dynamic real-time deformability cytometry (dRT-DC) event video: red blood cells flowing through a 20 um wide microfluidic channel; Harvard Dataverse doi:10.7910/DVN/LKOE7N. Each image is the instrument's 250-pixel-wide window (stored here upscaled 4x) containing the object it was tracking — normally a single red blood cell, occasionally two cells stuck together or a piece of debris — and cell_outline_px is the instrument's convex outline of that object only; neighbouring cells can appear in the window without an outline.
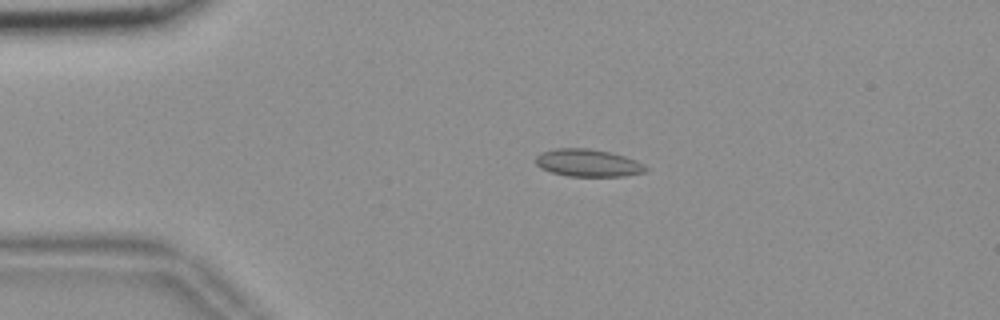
{"species": "common noctule bat (a hibernating species)", "species_latin": "Nyctalus noctula", "temperature_condition": "room temperature", "stored_images_in_passage": 45, "camera_frame_rate_fps": 3000, "um_per_image_px": 0.085, "animal": {"sex": "female", "body_mass_g": 18.4}, "frame": {"image": 1, "passage_image": 1, "time_ms": 0.0, "image_size_px": [1000, 320], "cell_outline_px": [[648, 168], [644, 172], [624, 176], [568, 176], [552, 172], [540, 168], [536, 164], [536, 156], [540, 152], [556, 148], [588, 148], [608, 152], [624, 156], [636, 160], [644, 164]], "centroid_in_image_um": [49.96, 13.84], "position_along_channel_um": 35.0, "area_um2": 17.57}}
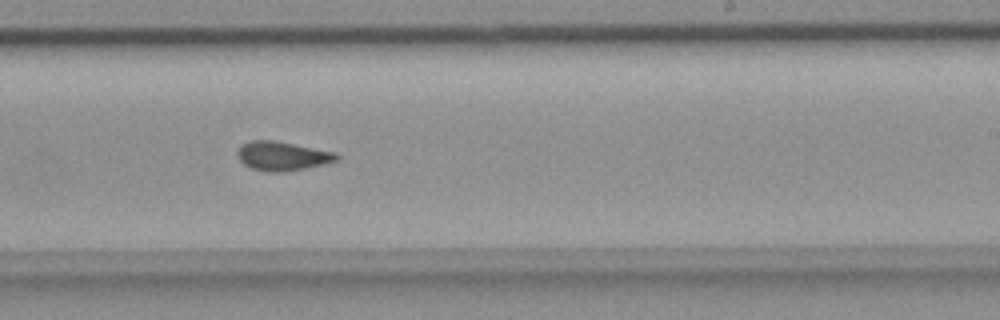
{"frame": {"image": 2, "passage_image": 23, "time_ms": 7.333, "image_size_px": [1000, 320], "cell_outline_px": [[340, 160], [324, 164], [304, 168], [280, 172], [268, 172], [252, 168], [244, 164], [240, 160], [236, 152], [244, 144], [252, 140], [272, 140], [336, 152], [340, 156]], "centroid_in_image_um": [24.03, 13.26], "position_along_channel_um": 265.0, "area_um2": 16.59}}
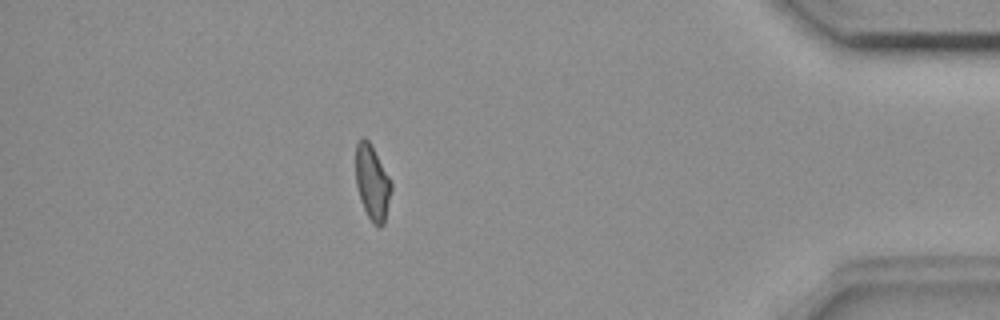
{"frame": {"image": 3, "passage_image": 38, "time_ms": 12.333, "image_size_px": [1000, 320], "cell_outline_px": [[392, 188], [384, 224], [380, 228], [372, 224], [360, 200], [356, 184], [356, 144], [360, 136], [364, 136], [372, 144], [392, 184]], "centroid_in_image_um": [31.63, 15.5], "position_along_channel_um": 403.6, "area_um2": 15.66}, "authors_computed_cell_mechanics": {"area_um2": 16.2418, "velocity_mm_per_s": 3.6644, "shape_relaxation_time_tau1_ms": null, "shape_relaxation_time_tau2_ms": 1.9789, "deformation_change_tau1": null, "deformation_change_tau2": 0.0688}}